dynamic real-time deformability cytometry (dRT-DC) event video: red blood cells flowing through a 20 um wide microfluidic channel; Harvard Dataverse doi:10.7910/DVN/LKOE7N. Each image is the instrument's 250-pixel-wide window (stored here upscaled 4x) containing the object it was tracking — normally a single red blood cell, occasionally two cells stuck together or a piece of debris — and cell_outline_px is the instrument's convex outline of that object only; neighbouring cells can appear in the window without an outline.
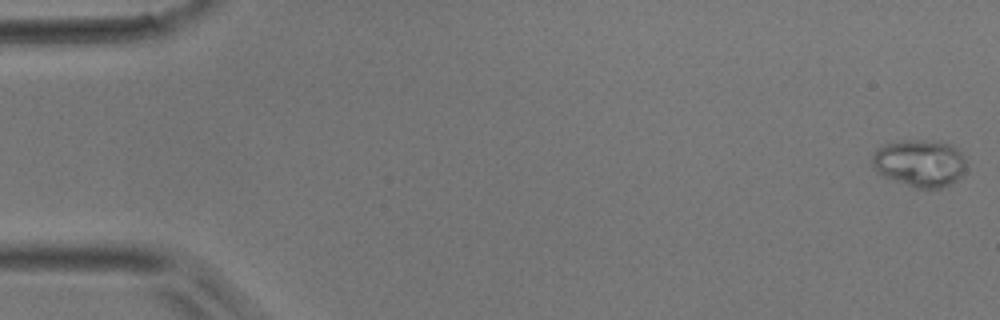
{"species": "common noctule bat (a hibernating species)", "species_latin": "Nyctalus noctula", "temperature_condition": "room temperature", "stored_images_in_passage": 51, "camera_frame_rate_fps": 3000, "um_per_image_px": 0.085, "animal": {"sex": "male", "body_mass_g": 17.9}, "frame": {"image": 1, "passage_image": 1, "time_ms": 0.0, "image_size_px": [1000, 320], "cell_outline_px": [[964, 168], [960, 176], [952, 184], [940, 188], [916, 188], [884, 176], [872, 164], [872, 152], [876, 148], [884, 144], [900, 140], [924, 140], [948, 144], [956, 148], [964, 156]], "centroid_in_image_um": [78.15, 13.86], "position_along_channel_um": 6.9, "area_um2": 25.61}}
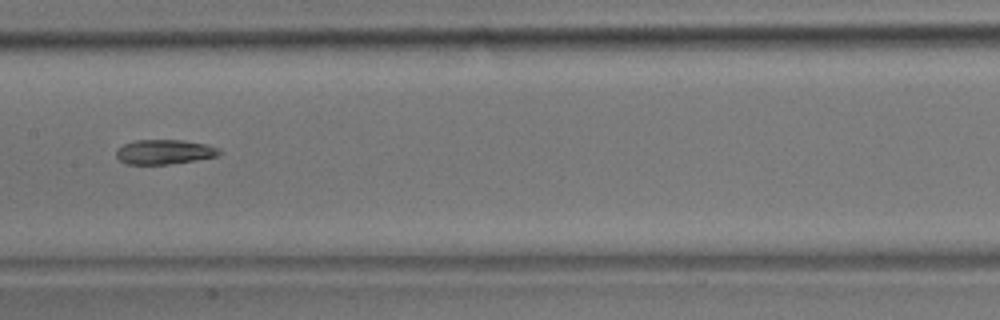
{"frame": {"image": 2, "passage_image": 26, "time_ms": 8.333, "image_size_px": [1000, 320], "cell_outline_px": [[224, 152], [216, 156], [196, 160], [168, 164], [124, 164], [116, 156], [116, 152], [124, 144], [136, 140], [180, 140], [208, 144], [220, 148]], "centroid_in_image_um": [14.02, 12.91], "position_along_channel_um": 193.4, "area_um2": 14.8}}
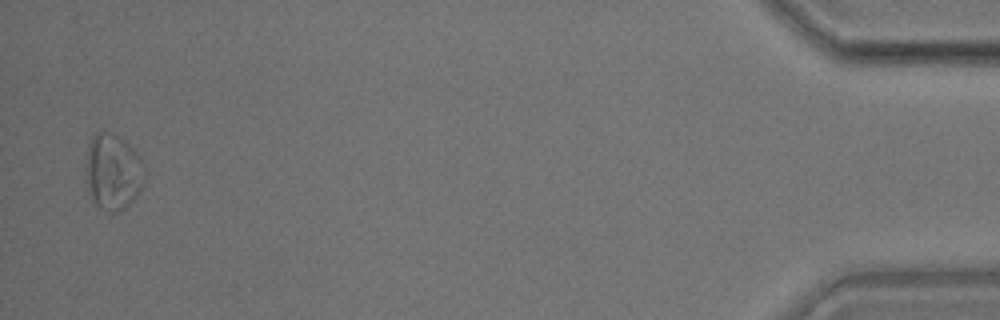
{"frame": {"image": 3, "passage_image": 50, "time_ms": 16.333, "image_size_px": [1000, 320], "cell_outline_px": [[144, 184], [140, 192], [124, 208], [116, 212], [108, 212], [100, 208], [96, 204], [84, 180], [88, 144], [92, 136], [96, 132], [112, 132], [124, 140], [140, 156], [144, 168]], "centroid_in_image_um": [9.59, 14.6], "position_along_channel_um": 425.6, "area_um2": 26.24}}